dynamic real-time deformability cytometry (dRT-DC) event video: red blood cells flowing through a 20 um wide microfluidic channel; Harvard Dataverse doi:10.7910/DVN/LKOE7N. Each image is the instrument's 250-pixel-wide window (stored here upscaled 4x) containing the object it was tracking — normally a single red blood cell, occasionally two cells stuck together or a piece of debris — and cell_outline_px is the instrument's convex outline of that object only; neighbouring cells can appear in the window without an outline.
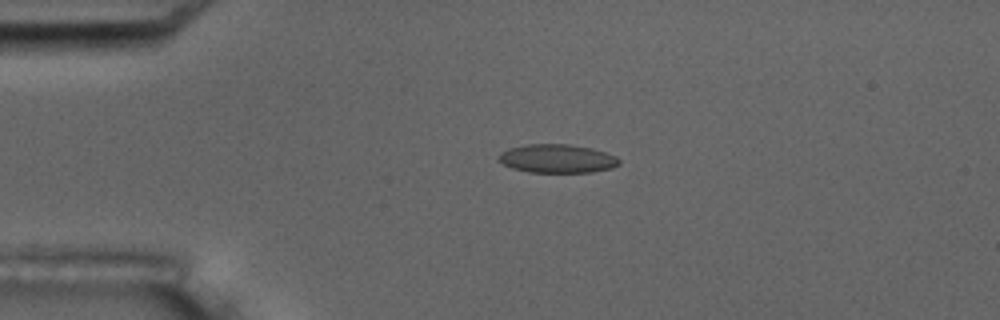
{"species": "common noctule bat (a hibernating species)", "species_latin": "Nyctalus noctula", "temperature_condition": "room temperature", "stored_images_in_passage": 5, "camera_frame_rate_fps": 3000, "um_per_image_px": 0.085, "animal": {"sex": "male", "body_mass_g": 17.5, "forearm_length_mm": 52.3}, "frame": {"image": 1, "passage_image": 4, "time_ms": 3.333, "image_size_px": [1000, 320], "cell_outline_px": [[620, 164], [612, 168], [592, 172], [528, 172], [512, 168], [496, 160], [496, 156], [500, 152], [508, 148], [528, 144], [568, 144], [592, 148], [616, 156], [620, 160]], "centroid_in_image_um": [47.33, 13.48], "position_along_channel_um": 37.7, "area_um2": 20.23}}